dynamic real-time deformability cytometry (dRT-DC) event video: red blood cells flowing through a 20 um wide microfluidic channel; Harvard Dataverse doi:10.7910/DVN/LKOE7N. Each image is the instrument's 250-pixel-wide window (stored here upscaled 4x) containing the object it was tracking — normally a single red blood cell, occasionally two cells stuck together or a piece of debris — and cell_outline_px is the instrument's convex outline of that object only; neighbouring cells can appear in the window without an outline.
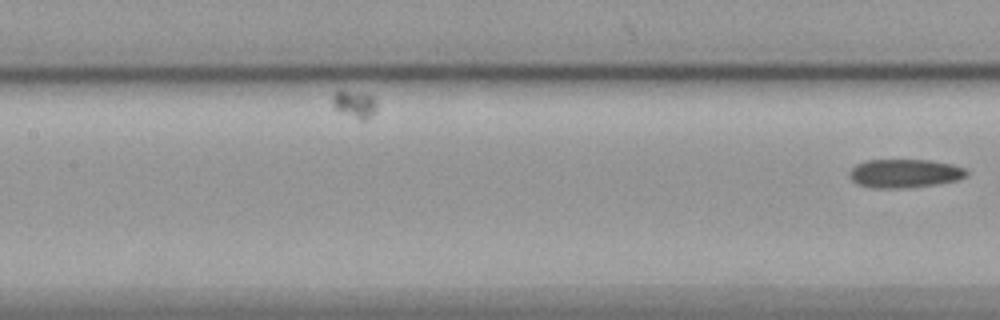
{"species": "common noctule bat (a hibernating species)", "species_latin": "Nyctalus noctula", "temperature_condition": "cold", "stored_images_in_passage": 17, "camera_frame_rate_fps": 3000, "um_per_image_px": 0.085, "animal": {"sex": "female", "body_mass_g": 19.9}, "frame": {"image": 1, "passage_image": 17, "time_ms": 5.333, "image_size_px": [1000, 320], "cell_outline_px": [[968, 176], [956, 180], [936, 184], [908, 188], [872, 188], [860, 184], [852, 180], [848, 176], [848, 172], [856, 164], [868, 160], [932, 160], [952, 164], [964, 168], [968, 172]], "centroid_in_image_um": [76.9, 14.74], "position_along_channel_um": 130.5, "area_um2": 19.59}}